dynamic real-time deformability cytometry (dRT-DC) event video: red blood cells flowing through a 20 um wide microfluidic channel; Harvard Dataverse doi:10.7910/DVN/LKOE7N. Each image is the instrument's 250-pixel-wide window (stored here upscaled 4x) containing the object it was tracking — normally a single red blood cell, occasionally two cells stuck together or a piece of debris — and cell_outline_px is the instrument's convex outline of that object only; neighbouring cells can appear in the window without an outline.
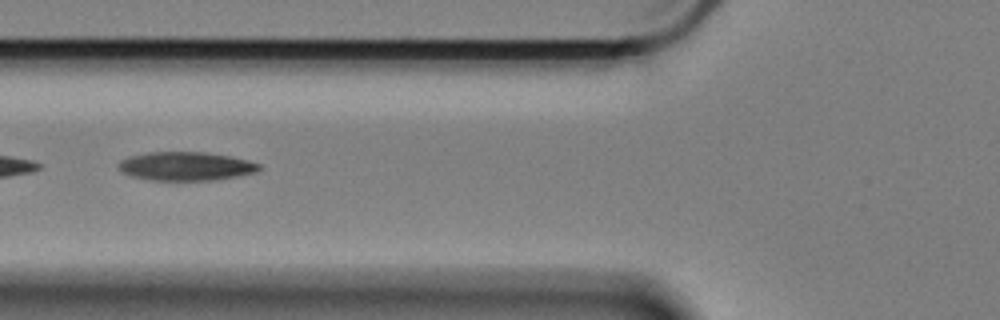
{"species": "Egyptian fruit bat (a non-hibernating species)", "species_latin": "Rousettus aegyptiacus", "temperature_condition": "cold", "stored_images_in_passage": 27, "camera_frame_rate_fps": 3000, "um_per_image_px": 0.085, "animal": {"sex": "female"}, "frame": {"image": 1, "passage_image": 12, "time_ms": 3.667, "image_size_px": [1000, 320], "cell_outline_px": [[260, 168], [256, 172], [240, 176], [216, 180], [152, 180], [132, 176], [124, 172], [120, 168], [120, 160], [132, 156], [148, 152], [204, 152], [228, 156], [260, 164]], "centroid_in_image_um": [15.83, 14.13], "position_along_channel_um": 110.0, "area_um2": 23.12}}